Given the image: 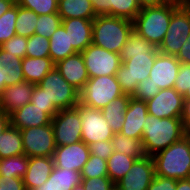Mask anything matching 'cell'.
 I'll use <instances>...</instances> for the list:
<instances>
[{"instance_id": "1", "label": "cell", "mask_w": 190, "mask_h": 190, "mask_svg": "<svg viewBox=\"0 0 190 190\" xmlns=\"http://www.w3.org/2000/svg\"><path fill=\"white\" fill-rule=\"evenodd\" d=\"M187 134L181 117L157 118L147 114L141 140L144 154L153 156Z\"/></svg>"}, {"instance_id": "2", "label": "cell", "mask_w": 190, "mask_h": 190, "mask_svg": "<svg viewBox=\"0 0 190 190\" xmlns=\"http://www.w3.org/2000/svg\"><path fill=\"white\" fill-rule=\"evenodd\" d=\"M182 3L172 0L159 6L141 8L133 20V29L144 39L159 47L166 35L172 13Z\"/></svg>"}, {"instance_id": "3", "label": "cell", "mask_w": 190, "mask_h": 190, "mask_svg": "<svg viewBox=\"0 0 190 190\" xmlns=\"http://www.w3.org/2000/svg\"><path fill=\"white\" fill-rule=\"evenodd\" d=\"M155 175L176 180L190 178V133L152 156Z\"/></svg>"}, {"instance_id": "4", "label": "cell", "mask_w": 190, "mask_h": 190, "mask_svg": "<svg viewBox=\"0 0 190 190\" xmlns=\"http://www.w3.org/2000/svg\"><path fill=\"white\" fill-rule=\"evenodd\" d=\"M133 29V21L110 15L93 19L92 44L119 54Z\"/></svg>"}, {"instance_id": "5", "label": "cell", "mask_w": 190, "mask_h": 190, "mask_svg": "<svg viewBox=\"0 0 190 190\" xmlns=\"http://www.w3.org/2000/svg\"><path fill=\"white\" fill-rule=\"evenodd\" d=\"M158 53V47L154 46L145 54L131 55L120 65L115 76L124 94L132 96L138 83L149 77Z\"/></svg>"}, {"instance_id": "6", "label": "cell", "mask_w": 190, "mask_h": 190, "mask_svg": "<svg viewBox=\"0 0 190 190\" xmlns=\"http://www.w3.org/2000/svg\"><path fill=\"white\" fill-rule=\"evenodd\" d=\"M115 75L89 78L79 92V102L94 109H103L115 98L123 95Z\"/></svg>"}, {"instance_id": "7", "label": "cell", "mask_w": 190, "mask_h": 190, "mask_svg": "<svg viewBox=\"0 0 190 190\" xmlns=\"http://www.w3.org/2000/svg\"><path fill=\"white\" fill-rule=\"evenodd\" d=\"M190 35V3H182L171 16L166 35L158 50L166 55L177 56Z\"/></svg>"}, {"instance_id": "8", "label": "cell", "mask_w": 190, "mask_h": 190, "mask_svg": "<svg viewBox=\"0 0 190 190\" xmlns=\"http://www.w3.org/2000/svg\"><path fill=\"white\" fill-rule=\"evenodd\" d=\"M49 102L58 110L73 108L79 104V91L69 84L54 67L38 83Z\"/></svg>"}, {"instance_id": "9", "label": "cell", "mask_w": 190, "mask_h": 190, "mask_svg": "<svg viewBox=\"0 0 190 190\" xmlns=\"http://www.w3.org/2000/svg\"><path fill=\"white\" fill-rule=\"evenodd\" d=\"M78 110L82 123V141L87 145L112 140L114 132L104 118L100 109H94L79 102L75 106Z\"/></svg>"}, {"instance_id": "10", "label": "cell", "mask_w": 190, "mask_h": 190, "mask_svg": "<svg viewBox=\"0 0 190 190\" xmlns=\"http://www.w3.org/2000/svg\"><path fill=\"white\" fill-rule=\"evenodd\" d=\"M24 154L28 157H53L56 149L52 124L21 129Z\"/></svg>"}, {"instance_id": "11", "label": "cell", "mask_w": 190, "mask_h": 190, "mask_svg": "<svg viewBox=\"0 0 190 190\" xmlns=\"http://www.w3.org/2000/svg\"><path fill=\"white\" fill-rule=\"evenodd\" d=\"M89 78L115 75L122 64L120 54L90 44L81 52Z\"/></svg>"}, {"instance_id": "12", "label": "cell", "mask_w": 190, "mask_h": 190, "mask_svg": "<svg viewBox=\"0 0 190 190\" xmlns=\"http://www.w3.org/2000/svg\"><path fill=\"white\" fill-rule=\"evenodd\" d=\"M56 146L82 141V123L78 110L73 107L62 109L52 118Z\"/></svg>"}, {"instance_id": "13", "label": "cell", "mask_w": 190, "mask_h": 190, "mask_svg": "<svg viewBox=\"0 0 190 190\" xmlns=\"http://www.w3.org/2000/svg\"><path fill=\"white\" fill-rule=\"evenodd\" d=\"M155 177V165L152 156L136 159L130 170L115 187L118 190H147Z\"/></svg>"}, {"instance_id": "14", "label": "cell", "mask_w": 190, "mask_h": 190, "mask_svg": "<svg viewBox=\"0 0 190 190\" xmlns=\"http://www.w3.org/2000/svg\"><path fill=\"white\" fill-rule=\"evenodd\" d=\"M184 96L174 88L160 89L159 93L146 101L148 114L157 118L181 117Z\"/></svg>"}, {"instance_id": "15", "label": "cell", "mask_w": 190, "mask_h": 190, "mask_svg": "<svg viewBox=\"0 0 190 190\" xmlns=\"http://www.w3.org/2000/svg\"><path fill=\"white\" fill-rule=\"evenodd\" d=\"M58 112L57 108H39L32 103H27L9 115L10 125L20 130L48 125Z\"/></svg>"}, {"instance_id": "16", "label": "cell", "mask_w": 190, "mask_h": 190, "mask_svg": "<svg viewBox=\"0 0 190 190\" xmlns=\"http://www.w3.org/2000/svg\"><path fill=\"white\" fill-rule=\"evenodd\" d=\"M89 157L88 145L83 141L56 146L53 154L54 166L81 172Z\"/></svg>"}, {"instance_id": "17", "label": "cell", "mask_w": 190, "mask_h": 190, "mask_svg": "<svg viewBox=\"0 0 190 190\" xmlns=\"http://www.w3.org/2000/svg\"><path fill=\"white\" fill-rule=\"evenodd\" d=\"M180 64L176 56L159 52L150 70L151 82L160 89L174 88Z\"/></svg>"}, {"instance_id": "18", "label": "cell", "mask_w": 190, "mask_h": 190, "mask_svg": "<svg viewBox=\"0 0 190 190\" xmlns=\"http://www.w3.org/2000/svg\"><path fill=\"white\" fill-rule=\"evenodd\" d=\"M61 76L79 92L89 80L83 56L80 52L70 55L55 64Z\"/></svg>"}, {"instance_id": "19", "label": "cell", "mask_w": 190, "mask_h": 190, "mask_svg": "<svg viewBox=\"0 0 190 190\" xmlns=\"http://www.w3.org/2000/svg\"><path fill=\"white\" fill-rule=\"evenodd\" d=\"M34 85L33 83L23 81L6 86L0 94V110L10 115L15 110L30 103Z\"/></svg>"}, {"instance_id": "20", "label": "cell", "mask_w": 190, "mask_h": 190, "mask_svg": "<svg viewBox=\"0 0 190 190\" xmlns=\"http://www.w3.org/2000/svg\"><path fill=\"white\" fill-rule=\"evenodd\" d=\"M147 114L146 102L131 97L120 133L130 138L142 140L143 124Z\"/></svg>"}, {"instance_id": "21", "label": "cell", "mask_w": 190, "mask_h": 190, "mask_svg": "<svg viewBox=\"0 0 190 190\" xmlns=\"http://www.w3.org/2000/svg\"><path fill=\"white\" fill-rule=\"evenodd\" d=\"M62 25L69 34L70 44L77 52H82L92 44L93 20L83 18L63 19Z\"/></svg>"}, {"instance_id": "22", "label": "cell", "mask_w": 190, "mask_h": 190, "mask_svg": "<svg viewBox=\"0 0 190 190\" xmlns=\"http://www.w3.org/2000/svg\"><path fill=\"white\" fill-rule=\"evenodd\" d=\"M54 168L53 157H29L27 172L23 177L26 190H32L44 184Z\"/></svg>"}, {"instance_id": "23", "label": "cell", "mask_w": 190, "mask_h": 190, "mask_svg": "<svg viewBox=\"0 0 190 190\" xmlns=\"http://www.w3.org/2000/svg\"><path fill=\"white\" fill-rule=\"evenodd\" d=\"M81 182V172L54 166L48 180L32 190H72Z\"/></svg>"}, {"instance_id": "24", "label": "cell", "mask_w": 190, "mask_h": 190, "mask_svg": "<svg viewBox=\"0 0 190 190\" xmlns=\"http://www.w3.org/2000/svg\"><path fill=\"white\" fill-rule=\"evenodd\" d=\"M1 83L6 87L25 81L22 71V58L0 48Z\"/></svg>"}, {"instance_id": "25", "label": "cell", "mask_w": 190, "mask_h": 190, "mask_svg": "<svg viewBox=\"0 0 190 190\" xmlns=\"http://www.w3.org/2000/svg\"><path fill=\"white\" fill-rule=\"evenodd\" d=\"M55 67L50 57H24L22 71L25 81L33 84L40 83L43 78Z\"/></svg>"}, {"instance_id": "26", "label": "cell", "mask_w": 190, "mask_h": 190, "mask_svg": "<svg viewBox=\"0 0 190 190\" xmlns=\"http://www.w3.org/2000/svg\"><path fill=\"white\" fill-rule=\"evenodd\" d=\"M49 43V57L54 64L64 60L72 54L77 53L72 44H70L69 34L66 32L62 24L51 35L49 38Z\"/></svg>"}, {"instance_id": "27", "label": "cell", "mask_w": 190, "mask_h": 190, "mask_svg": "<svg viewBox=\"0 0 190 190\" xmlns=\"http://www.w3.org/2000/svg\"><path fill=\"white\" fill-rule=\"evenodd\" d=\"M58 14L62 20L69 18L93 20L96 17L90 0H59Z\"/></svg>"}, {"instance_id": "28", "label": "cell", "mask_w": 190, "mask_h": 190, "mask_svg": "<svg viewBox=\"0 0 190 190\" xmlns=\"http://www.w3.org/2000/svg\"><path fill=\"white\" fill-rule=\"evenodd\" d=\"M130 98V95L123 94L101 109L104 118L109 123L114 133H120L122 129L125 112L127 110Z\"/></svg>"}, {"instance_id": "29", "label": "cell", "mask_w": 190, "mask_h": 190, "mask_svg": "<svg viewBox=\"0 0 190 190\" xmlns=\"http://www.w3.org/2000/svg\"><path fill=\"white\" fill-rule=\"evenodd\" d=\"M24 154L21 130L9 125L0 135V159Z\"/></svg>"}, {"instance_id": "30", "label": "cell", "mask_w": 190, "mask_h": 190, "mask_svg": "<svg viewBox=\"0 0 190 190\" xmlns=\"http://www.w3.org/2000/svg\"><path fill=\"white\" fill-rule=\"evenodd\" d=\"M136 158L114 151L107 160L108 177L116 184L127 174Z\"/></svg>"}, {"instance_id": "31", "label": "cell", "mask_w": 190, "mask_h": 190, "mask_svg": "<svg viewBox=\"0 0 190 190\" xmlns=\"http://www.w3.org/2000/svg\"><path fill=\"white\" fill-rule=\"evenodd\" d=\"M153 47L154 45L151 42L141 37L135 29H132L128 35L127 42L123 45V48L119 53L121 62L123 63L131 59V55L145 54Z\"/></svg>"}, {"instance_id": "32", "label": "cell", "mask_w": 190, "mask_h": 190, "mask_svg": "<svg viewBox=\"0 0 190 190\" xmlns=\"http://www.w3.org/2000/svg\"><path fill=\"white\" fill-rule=\"evenodd\" d=\"M29 157L25 154L0 159V176L22 178L27 172Z\"/></svg>"}, {"instance_id": "33", "label": "cell", "mask_w": 190, "mask_h": 190, "mask_svg": "<svg viewBox=\"0 0 190 190\" xmlns=\"http://www.w3.org/2000/svg\"><path fill=\"white\" fill-rule=\"evenodd\" d=\"M114 151L126 154L127 156L140 159L145 156L141 139L127 137L122 133H114L112 138Z\"/></svg>"}, {"instance_id": "34", "label": "cell", "mask_w": 190, "mask_h": 190, "mask_svg": "<svg viewBox=\"0 0 190 190\" xmlns=\"http://www.w3.org/2000/svg\"><path fill=\"white\" fill-rule=\"evenodd\" d=\"M38 15L33 11L17 4L16 34L29 38L35 34Z\"/></svg>"}, {"instance_id": "35", "label": "cell", "mask_w": 190, "mask_h": 190, "mask_svg": "<svg viewBox=\"0 0 190 190\" xmlns=\"http://www.w3.org/2000/svg\"><path fill=\"white\" fill-rule=\"evenodd\" d=\"M141 7L137 0H108V15L133 21Z\"/></svg>"}, {"instance_id": "36", "label": "cell", "mask_w": 190, "mask_h": 190, "mask_svg": "<svg viewBox=\"0 0 190 190\" xmlns=\"http://www.w3.org/2000/svg\"><path fill=\"white\" fill-rule=\"evenodd\" d=\"M17 3L0 16V46L16 35Z\"/></svg>"}, {"instance_id": "37", "label": "cell", "mask_w": 190, "mask_h": 190, "mask_svg": "<svg viewBox=\"0 0 190 190\" xmlns=\"http://www.w3.org/2000/svg\"><path fill=\"white\" fill-rule=\"evenodd\" d=\"M61 24L62 19L58 13L38 15L35 34L49 39Z\"/></svg>"}, {"instance_id": "38", "label": "cell", "mask_w": 190, "mask_h": 190, "mask_svg": "<svg viewBox=\"0 0 190 190\" xmlns=\"http://www.w3.org/2000/svg\"><path fill=\"white\" fill-rule=\"evenodd\" d=\"M82 178L108 177L107 160L91 155L81 171Z\"/></svg>"}, {"instance_id": "39", "label": "cell", "mask_w": 190, "mask_h": 190, "mask_svg": "<svg viewBox=\"0 0 190 190\" xmlns=\"http://www.w3.org/2000/svg\"><path fill=\"white\" fill-rule=\"evenodd\" d=\"M49 39L37 34H33L27 38L26 56L36 57H49L50 50Z\"/></svg>"}, {"instance_id": "40", "label": "cell", "mask_w": 190, "mask_h": 190, "mask_svg": "<svg viewBox=\"0 0 190 190\" xmlns=\"http://www.w3.org/2000/svg\"><path fill=\"white\" fill-rule=\"evenodd\" d=\"M16 3L37 15L58 13V0H16Z\"/></svg>"}, {"instance_id": "41", "label": "cell", "mask_w": 190, "mask_h": 190, "mask_svg": "<svg viewBox=\"0 0 190 190\" xmlns=\"http://www.w3.org/2000/svg\"><path fill=\"white\" fill-rule=\"evenodd\" d=\"M174 89L184 96V99H190V64L181 63L179 72L176 76Z\"/></svg>"}, {"instance_id": "42", "label": "cell", "mask_w": 190, "mask_h": 190, "mask_svg": "<svg viewBox=\"0 0 190 190\" xmlns=\"http://www.w3.org/2000/svg\"><path fill=\"white\" fill-rule=\"evenodd\" d=\"M0 48L23 59L26 57L27 38L16 34L11 39L3 43Z\"/></svg>"}, {"instance_id": "43", "label": "cell", "mask_w": 190, "mask_h": 190, "mask_svg": "<svg viewBox=\"0 0 190 190\" xmlns=\"http://www.w3.org/2000/svg\"><path fill=\"white\" fill-rule=\"evenodd\" d=\"M160 88L155 86L152 82L150 77L144 79L143 81L139 82L136 86L135 92L131 96L137 100L148 101L153 98L156 94H158Z\"/></svg>"}, {"instance_id": "44", "label": "cell", "mask_w": 190, "mask_h": 190, "mask_svg": "<svg viewBox=\"0 0 190 190\" xmlns=\"http://www.w3.org/2000/svg\"><path fill=\"white\" fill-rule=\"evenodd\" d=\"M85 190H113L115 184L109 177L82 178Z\"/></svg>"}, {"instance_id": "45", "label": "cell", "mask_w": 190, "mask_h": 190, "mask_svg": "<svg viewBox=\"0 0 190 190\" xmlns=\"http://www.w3.org/2000/svg\"><path fill=\"white\" fill-rule=\"evenodd\" d=\"M88 148L91 155H96L105 160H108L114 152L112 140L97 141L89 144Z\"/></svg>"}, {"instance_id": "46", "label": "cell", "mask_w": 190, "mask_h": 190, "mask_svg": "<svg viewBox=\"0 0 190 190\" xmlns=\"http://www.w3.org/2000/svg\"><path fill=\"white\" fill-rule=\"evenodd\" d=\"M177 180L155 175L147 190H176Z\"/></svg>"}, {"instance_id": "47", "label": "cell", "mask_w": 190, "mask_h": 190, "mask_svg": "<svg viewBox=\"0 0 190 190\" xmlns=\"http://www.w3.org/2000/svg\"><path fill=\"white\" fill-rule=\"evenodd\" d=\"M30 103L39 108H56L52 102L48 101L43 89L38 84L34 85Z\"/></svg>"}, {"instance_id": "48", "label": "cell", "mask_w": 190, "mask_h": 190, "mask_svg": "<svg viewBox=\"0 0 190 190\" xmlns=\"http://www.w3.org/2000/svg\"><path fill=\"white\" fill-rule=\"evenodd\" d=\"M0 190H26L22 178L0 176Z\"/></svg>"}, {"instance_id": "49", "label": "cell", "mask_w": 190, "mask_h": 190, "mask_svg": "<svg viewBox=\"0 0 190 190\" xmlns=\"http://www.w3.org/2000/svg\"><path fill=\"white\" fill-rule=\"evenodd\" d=\"M176 58L181 63L190 64V35L188 36L187 40L182 45L179 53L177 54Z\"/></svg>"}, {"instance_id": "50", "label": "cell", "mask_w": 190, "mask_h": 190, "mask_svg": "<svg viewBox=\"0 0 190 190\" xmlns=\"http://www.w3.org/2000/svg\"><path fill=\"white\" fill-rule=\"evenodd\" d=\"M181 121L185 130L190 133V99H184Z\"/></svg>"}, {"instance_id": "51", "label": "cell", "mask_w": 190, "mask_h": 190, "mask_svg": "<svg viewBox=\"0 0 190 190\" xmlns=\"http://www.w3.org/2000/svg\"><path fill=\"white\" fill-rule=\"evenodd\" d=\"M96 16L108 15V0H90Z\"/></svg>"}, {"instance_id": "52", "label": "cell", "mask_w": 190, "mask_h": 190, "mask_svg": "<svg viewBox=\"0 0 190 190\" xmlns=\"http://www.w3.org/2000/svg\"><path fill=\"white\" fill-rule=\"evenodd\" d=\"M172 0H137L141 8L148 6H159L165 3H169Z\"/></svg>"}, {"instance_id": "53", "label": "cell", "mask_w": 190, "mask_h": 190, "mask_svg": "<svg viewBox=\"0 0 190 190\" xmlns=\"http://www.w3.org/2000/svg\"><path fill=\"white\" fill-rule=\"evenodd\" d=\"M10 125V117L5 112L0 110V135Z\"/></svg>"}, {"instance_id": "54", "label": "cell", "mask_w": 190, "mask_h": 190, "mask_svg": "<svg viewBox=\"0 0 190 190\" xmlns=\"http://www.w3.org/2000/svg\"><path fill=\"white\" fill-rule=\"evenodd\" d=\"M16 4V0H0V16Z\"/></svg>"}, {"instance_id": "55", "label": "cell", "mask_w": 190, "mask_h": 190, "mask_svg": "<svg viewBox=\"0 0 190 190\" xmlns=\"http://www.w3.org/2000/svg\"><path fill=\"white\" fill-rule=\"evenodd\" d=\"M176 190H190V178L177 180Z\"/></svg>"}, {"instance_id": "56", "label": "cell", "mask_w": 190, "mask_h": 190, "mask_svg": "<svg viewBox=\"0 0 190 190\" xmlns=\"http://www.w3.org/2000/svg\"><path fill=\"white\" fill-rule=\"evenodd\" d=\"M72 190H85V189H84V186L81 183L79 185H76Z\"/></svg>"}, {"instance_id": "57", "label": "cell", "mask_w": 190, "mask_h": 190, "mask_svg": "<svg viewBox=\"0 0 190 190\" xmlns=\"http://www.w3.org/2000/svg\"><path fill=\"white\" fill-rule=\"evenodd\" d=\"M4 88H5V86L1 83V74H0V94Z\"/></svg>"}, {"instance_id": "58", "label": "cell", "mask_w": 190, "mask_h": 190, "mask_svg": "<svg viewBox=\"0 0 190 190\" xmlns=\"http://www.w3.org/2000/svg\"><path fill=\"white\" fill-rule=\"evenodd\" d=\"M181 3H190V0H178Z\"/></svg>"}]
</instances>
